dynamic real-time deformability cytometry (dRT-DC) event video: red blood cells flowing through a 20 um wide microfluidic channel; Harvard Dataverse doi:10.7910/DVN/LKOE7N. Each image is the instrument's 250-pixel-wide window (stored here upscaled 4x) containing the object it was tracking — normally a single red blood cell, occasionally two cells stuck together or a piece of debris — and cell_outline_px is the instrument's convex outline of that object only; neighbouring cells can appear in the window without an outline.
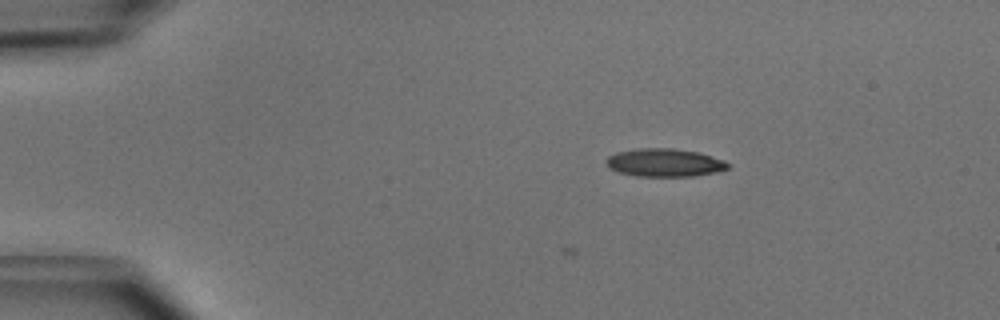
{"species": "common noctule bat (a hibernating species)", "species_latin": "Nyctalus noctula", "temperature_condition": "cold", "stored_images_in_passage": 4, "camera_frame_rate_fps": 3000, "um_per_image_px": 0.085, "animal": {"sex": "male", "body_mass_g": 15.6}, "frame": {"image": 1, "passage_image": 4, "time_ms": 1.0, "image_size_px": [1000, 320], "cell_outline_px": [[732, 164], [728, 168], [720, 172], [692, 176], [636, 176], [620, 172], [608, 168], [604, 164], [604, 160], [608, 156], [616, 152], [636, 148], [672, 148], [696, 152], [724, 160]], "centroid_in_image_um": [56.46, 13.83], "position_along_channel_um": 28.5, "area_um2": 20.11}}